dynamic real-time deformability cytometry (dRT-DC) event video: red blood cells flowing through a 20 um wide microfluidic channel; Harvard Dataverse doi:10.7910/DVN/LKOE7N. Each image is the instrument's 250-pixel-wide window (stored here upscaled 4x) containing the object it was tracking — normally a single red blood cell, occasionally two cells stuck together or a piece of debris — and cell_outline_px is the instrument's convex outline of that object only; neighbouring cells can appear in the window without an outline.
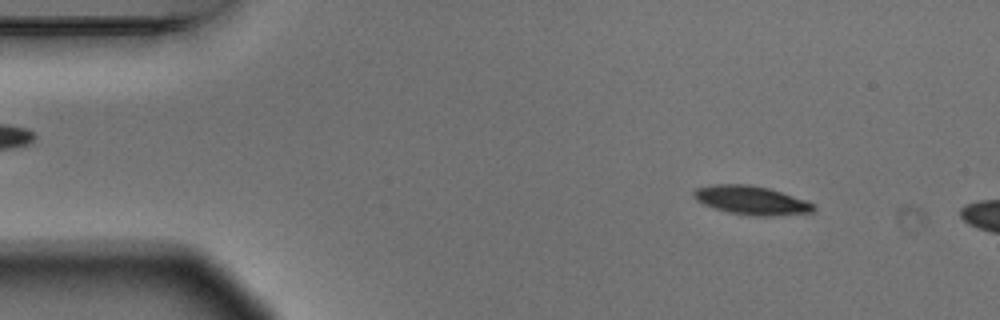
{"species": "Egyptian fruit bat (a non-hibernating species)", "species_latin": "Rousettus aegyptiacus", "temperature_condition": "warm", "stored_images_in_passage": 4, "camera_frame_rate_fps": 3000, "um_per_image_px": 0.085, "animal": {"sex": "male"}, "frame": {"image": 1, "passage_image": 2, "time_ms": 0.333, "image_size_px": [1000, 320], "cell_outline_px": [[816, 208], [812, 212], [772, 216], [756, 216], [728, 212], [704, 204], [696, 200], [692, 196], [692, 192], [696, 188], [712, 184], [748, 184], [768, 188], [804, 200], [812, 204]], "centroid_in_image_um": [63.81, 17.02], "position_along_channel_um": 21.2, "area_um2": 19.83}}